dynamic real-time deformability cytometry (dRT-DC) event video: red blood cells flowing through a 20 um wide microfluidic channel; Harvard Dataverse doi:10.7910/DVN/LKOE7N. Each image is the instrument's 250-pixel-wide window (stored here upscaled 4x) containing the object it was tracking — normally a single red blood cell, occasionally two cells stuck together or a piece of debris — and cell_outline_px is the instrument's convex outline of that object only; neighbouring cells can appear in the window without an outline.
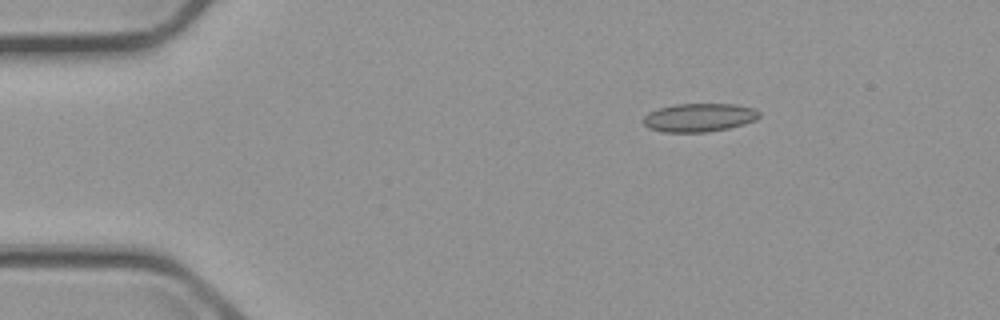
{"species": "common noctule bat (a hibernating species)", "species_latin": "Nyctalus noctula", "temperature_condition": "cold", "stored_images_in_passage": 3, "camera_frame_rate_fps": 3000, "um_per_image_px": 0.085, "animal": {"sex": "male", "body_mass_g": 23.1, "forearm_length_mm": 52.7}, "frame": {"image": 1, "passage_image": 1, "time_ms": 0.0, "image_size_px": [1000, 320], "cell_outline_px": [[760, 116], [756, 120], [744, 124], [728, 128], [708, 132], [664, 132], [648, 128], [644, 124], [644, 116], [648, 112], [672, 104], [736, 104], [756, 108], [760, 112]], "centroid_in_image_um": [59.46, 9.98], "position_along_channel_um": 25.5, "area_um2": 19.36}}
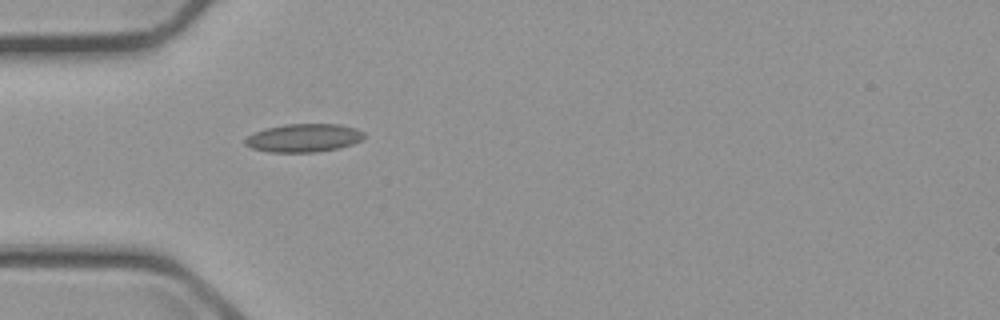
{"frame": {"image": 2, "passage_image": 3, "time_ms": 2.667, "image_size_px": [1000, 320], "cell_outline_px": [[364, 136], [360, 140], [352, 144], [340, 148], [316, 152], [272, 152], [252, 148], [244, 144], [244, 140], [248, 136], [264, 128], [284, 124], [340, 124], [356, 128], [364, 132]], "centroid_in_image_um": [25.82, 11.72], "position_along_channel_um": 59.2, "area_um2": 19.59}}